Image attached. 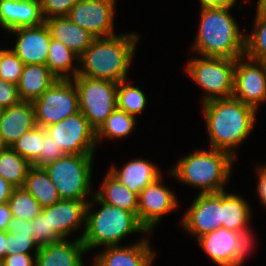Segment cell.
Returning <instances> with one entry per match:
<instances>
[{
	"instance_id": "6da1fadb",
	"label": "cell",
	"mask_w": 266,
	"mask_h": 266,
	"mask_svg": "<svg viewBox=\"0 0 266 266\" xmlns=\"http://www.w3.org/2000/svg\"><path fill=\"white\" fill-rule=\"evenodd\" d=\"M210 148L235 155V147L251 133L256 109L232 97L203 103ZM234 149V150H233Z\"/></svg>"
},
{
	"instance_id": "7a4b0ae2",
	"label": "cell",
	"mask_w": 266,
	"mask_h": 266,
	"mask_svg": "<svg viewBox=\"0 0 266 266\" xmlns=\"http://www.w3.org/2000/svg\"><path fill=\"white\" fill-rule=\"evenodd\" d=\"M138 37L136 33H126L94 38L91 45L79 56V63L82 65L77 76L115 83L127 80Z\"/></svg>"
},
{
	"instance_id": "3957f363",
	"label": "cell",
	"mask_w": 266,
	"mask_h": 266,
	"mask_svg": "<svg viewBox=\"0 0 266 266\" xmlns=\"http://www.w3.org/2000/svg\"><path fill=\"white\" fill-rule=\"evenodd\" d=\"M232 6L201 8L198 33L192 46L204 57L237 60L245 53V34L230 15Z\"/></svg>"
},
{
	"instance_id": "277c9868",
	"label": "cell",
	"mask_w": 266,
	"mask_h": 266,
	"mask_svg": "<svg viewBox=\"0 0 266 266\" xmlns=\"http://www.w3.org/2000/svg\"><path fill=\"white\" fill-rule=\"evenodd\" d=\"M95 202L102 206L97 211L92 210ZM134 232L148 234L135 213L108 205L93 193V198L87 205L85 231L80 236L86 251L101 245L119 246L124 237Z\"/></svg>"
},
{
	"instance_id": "5b68a950",
	"label": "cell",
	"mask_w": 266,
	"mask_h": 266,
	"mask_svg": "<svg viewBox=\"0 0 266 266\" xmlns=\"http://www.w3.org/2000/svg\"><path fill=\"white\" fill-rule=\"evenodd\" d=\"M233 158L222 150H196L183 157L170 174L187 185L199 187L201 194L222 192L232 173Z\"/></svg>"
},
{
	"instance_id": "8992f818",
	"label": "cell",
	"mask_w": 266,
	"mask_h": 266,
	"mask_svg": "<svg viewBox=\"0 0 266 266\" xmlns=\"http://www.w3.org/2000/svg\"><path fill=\"white\" fill-rule=\"evenodd\" d=\"M94 154L68 155L42 167L62 200H86L92 186Z\"/></svg>"
},
{
	"instance_id": "52a82bcc",
	"label": "cell",
	"mask_w": 266,
	"mask_h": 266,
	"mask_svg": "<svg viewBox=\"0 0 266 266\" xmlns=\"http://www.w3.org/2000/svg\"><path fill=\"white\" fill-rule=\"evenodd\" d=\"M186 70L205 92L203 103L232 97L235 60L223 57L194 58Z\"/></svg>"
},
{
	"instance_id": "ba28073f",
	"label": "cell",
	"mask_w": 266,
	"mask_h": 266,
	"mask_svg": "<svg viewBox=\"0 0 266 266\" xmlns=\"http://www.w3.org/2000/svg\"><path fill=\"white\" fill-rule=\"evenodd\" d=\"M79 97L80 112L97 131L117 108V83L85 76L73 78Z\"/></svg>"
},
{
	"instance_id": "9c48e42d",
	"label": "cell",
	"mask_w": 266,
	"mask_h": 266,
	"mask_svg": "<svg viewBox=\"0 0 266 266\" xmlns=\"http://www.w3.org/2000/svg\"><path fill=\"white\" fill-rule=\"evenodd\" d=\"M36 125L46 128L80 111L79 97L74 81L57 79L54 84L33 101Z\"/></svg>"
},
{
	"instance_id": "30bf717a",
	"label": "cell",
	"mask_w": 266,
	"mask_h": 266,
	"mask_svg": "<svg viewBox=\"0 0 266 266\" xmlns=\"http://www.w3.org/2000/svg\"><path fill=\"white\" fill-rule=\"evenodd\" d=\"M202 249L219 266H240L254 242L244 233L218 228L198 238Z\"/></svg>"
},
{
	"instance_id": "8fae6325",
	"label": "cell",
	"mask_w": 266,
	"mask_h": 266,
	"mask_svg": "<svg viewBox=\"0 0 266 266\" xmlns=\"http://www.w3.org/2000/svg\"><path fill=\"white\" fill-rule=\"evenodd\" d=\"M45 131L65 154L81 155L95 152L96 131L80 111L47 126Z\"/></svg>"
},
{
	"instance_id": "7c38bea8",
	"label": "cell",
	"mask_w": 266,
	"mask_h": 266,
	"mask_svg": "<svg viewBox=\"0 0 266 266\" xmlns=\"http://www.w3.org/2000/svg\"><path fill=\"white\" fill-rule=\"evenodd\" d=\"M244 59L235 60L232 96L257 110L260 102L266 100V62L249 58L242 62Z\"/></svg>"
},
{
	"instance_id": "4fadbf2b",
	"label": "cell",
	"mask_w": 266,
	"mask_h": 266,
	"mask_svg": "<svg viewBox=\"0 0 266 266\" xmlns=\"http://www.w3.org/2000/svg\"><path fill=\"white\" fill-rule=\"evenodd\" d=\"M115 0H79L67 17L95 38L109 37L114 33Z\"/></svg>"
},
{
	"instance_id": "5bb4252c",
	"label": "cell",
	"mask_w": 266,
	"mask_h": 266,
	"mask_svg": "<svg viewBox=\"0 0 266 266\" xmlns=\"http://www.w3.org/2000/svg\"><path fill=\"white\" fill-rule=\"evenodd\" d=\"M222 222V192L199 193L181 220L185 231L196 235L197 239L222 228Z\"/></svg>"
},
{
	"instance_id": "9a60e30c",
	"label": "cell",
	"mask_w": 266,
	"mask_h": 266,
	"mask_svg": "<svg viewBox=\"0 0 266 266\" xmlns=\"http://www.w3.org/2000/svg\"><path fill=\"white\" fill-rule=\"evenodd\" d=\"M175 194L161 183V177L146 186L138 195L137 218L149 232L161 217L176 209Z\"/></svg>"
},
{
	"instance_id": "2e32d148",
	"label": "cell",
	"mask_w": 266,
	"mask_h": 266,
	"mask_svg": "<svg viewBox=\"0 0 266 266\" xmlns=\"http://www.w3.org/2000/svg\"><path fill=\"white\" fill-rule=\"evenodd\" d=\"M9 32L17 36L11 49L24 65H46L51 36L45 23L37 26L20 27Z\"/></svg>"
},
{
	"instance_id": "e0dca14e",
	"label": "cell",
	"mask_w": 266,
	"mask_h": 266,
	"mask_svg": "<svg viewBox=\"0 0 266 266\" xmlns=\"http://www.w3.org/2000/svg\"><path fill=\"white\" fill-rule=\"evenodd\" d=\"M88 200H60L51 206L42 208L41 214L47 215L49 229H52L61 239H66L71 232L76 231L81 224L86 225V210Z\"/></svg>"
},
{
	"instance_id": "ac0fdd59",
	"label": "cell",
	"mask_w": 266,
	"mask_h": 266,
	"mask_svg": "<svg viewBox=\"0 0 266 266\" xmlns=\"http://www.w3.org/2000/svg\"><path fill=\"white\" fill-rule=\"evenodd\" d=\"M146 238L132 246H108L98 254L94 266H151L155 252Z\"/></svg>"
},
{
	"instance_id": "d6986e66",
	"label": "cell",
	"mask_w": 266,
	"mask_h": 266,
	"mask_svg": "<svg viewBox=\"0 0 266 266\" xmlns=\"http://www.w3.org/2000/svg\"><path fill=\"white\" fill-rule=\"evenodd\" d=\"M36 126L33 102L20 101L3 109L0 118V136L6 147H11L24 133Z\"/></svg>"
},
{
	"instance_id": "ffe728a7",
	"label": "cell",
	"mask_w": 266,
	"mask_h": 266,
	"mask_svg": "<svg viewBox=\"0 0 266 266\" xmlns=\"http://www.w3.org/2000/svg\"><path fill=\"white\" fill-rule=\"evenodd\" d=\"M44 23L40 0H0V25L5 30Z\"/></svg>"
},
{
	"instance_id": "44dd1931",
	"label": "cell",
	"mask_w": 266,
	"mask_h": 266,
	"mask_svg": "<svg viewBox=\"0 0 266 266\" xmlns=\"http://www.w3.org/2000/svg\"><path fill=\"white\" fill-rule=\"evenodd\" d=\"M86 252L80 237L75 238L74 242L62 239L39 247L35 266H84L82 255Z\"/></svg>"
},
{
	"instance_id": "7402d4cb",
	"label": "cell",
	"mask_w": 266,
	"mask_h": 266,
	"mask_svg": "<svg viewBox=\"0 0 266 266\" xmlns=\"http://www.w3.org/2000/svg\"><path fill=\"white\" fill-rule=\"evenodd\" d=\"M51 39L59 41L80 56L92 43L94 36L73 23L67 16L44 19Z\"/></svg>"
},
{
	"instance_id": "603a6c76",
	"label": "cell",
	"mask_w": 266,
	"mask_h": 266,
	"mask_svg": "<svg viewBox=\"0 0 266 266\" xmlns=\"http://www.w3.org/2000/svg\"><path fill=\"white\" fill-rule=\"evenodd\" d=\"M109 172L138 195L146 186L161 177L158 168L143 159L131 160L121 170L113 166Z\"/></svg>"
},
{
	"instance_id": "cb8c5ba5",
	"label": "cell",
	"mask_w": 266,
	"mask_h": 266,
	"mask_svg": "<svg viewBox=\"0 0 266 266\" xmlns=\"http://www.w3.org/2000/svg\"><path fill=\"white\" fill-rule=\"evenodd\" d=\"M57 79L46 65H24L17 84L20 100L33 102L49 89Z\"/></svg>"
},
{
	"instance_id": "d4e9b609",
	"label": "cell",
	"mask_w": 266,
	"mask_h": 266,
	"mask_svg": "<svg viewBox=\"0 0 266 266\" xmlns=\"http://www.w3.org/2000/svg\"><path fill=\"white\" fill-rule=\"evenodd\" d=\"M242 197L222 191V228L241 232L252 241V231L248 228L250 206Z\"/></svg>"
},
{
	"instance_id": "484cf974",
	"label": "cell",
	"mask_w": 266,
	"mask_h": 266,
	"mask_svg": "<svg viewBox=\"0 0 266 266\" xmlns=\"http://www.w3.org/2000/svg\"><path fill=\"white\" fill-rule=\"evenodd\" d=\"M101 189L95 195L104 203L112 205L137 215L138 194L130 191L110 172L104 177Z\"/></svg>"
},
{
	"instance_id": "4316f807",
	"label": "cell",
	"mask_w": 266,
	"mask_h": 266,
	"mask_svg": "<svg viewBox=\"0 0 266 266\" xmlns=\"http://www.w3.org/2000/svg\"><path fill=\"white\" fill-rule=\"evenodd\" d=\"M22 188L30 193L42 208L61 200L57 188L43 168L31 167Z\"/></svg>"
},
{
	"instance_id": "83f0119b",
	"label": "cell",
	"mask_w": 266,
	"mask_h": 266,
	"mask_svg": "<svg viewBox=\"0 0 266 266\" xmlns=\"http://www.w3.org/2000/svg\"><path fill=\"white\" fill-rule=\"evenodd\" d=\"M48 50L46 66L58 79H71L70 76L74 78L77 76L79 66L73 68L72 62L74 59L79 62L78 55L63 43L54 39H51Z\"/></svg>"
},
{
	"instance_id": "f1b7e54d",
	"label": "cell",
	"mask_w": 266,
	"mask_h": 266,
	"mask_svg": "<svg viewBox=\"0 0 266 266\" xmlns=\"http://www.w3.org/2000/svg\"><path fill=\"white\" fill-rule=\"evenodd\" d=\"M32 167L12 147L0 151V176L15 188H22L29 169Z\"/></svg>"
},
{
	"instance_id": "f546056e",
	"label": "cell",
	"mask_w": 266,
	"mask_h": 266,
	"mask_svg": "<svg viewBox=\"0 0 266 266\" xmlns=\"http://www.w3.org/2000/svg\"><path fill=\"white\" fill-rule=\"evenodd\" d=\"M135 126L136 117L116 108L96 131V143L103 137L110 139L126 137Z\"/></svg>"
},
{
	"instance_id": "4dcf8cb0",
	"label": "cell",
	"mask_w": 266,
	"mask_h": 266,
	"mask_svg": "<svg viewBox=\"0 0 266 266\" xmlns=\"http://www.w3.org/2000/svg\"><path fill=\"white\" fill-rule=\"evenodd\" d=\"M254 26L252 34L245 36L244 57L266 62V11H256Z\"/></svg>"
},
{
	"instance_id": "1f68e13d",
	"label": "cell",
	"mask_w": 266,
	"mask_h": 266,
	"mask_svg": "<svg viewBox=\"0 0 266 266\" xmlns=\"http://www.w3.org/2000/svg\"><path fill=\"white\" fill-rule=\"evenodd\" d=\"M127 80L117 83V109L136 117L147 105V97L138 87L128 85Z\"/></svg>"
},
{
	"instance_id": "d6a6232c",
	"label": "cell",
	"mask_w": 266,
	"mask_h": 266,
	"mask_svg": "<svg viewBox=\"0 0 266 266\" xmlns=\"http://www.w3.org/2000/svg\"><path fill=\"white\" fill-rule=\"evenodd\" d=\"M12 217L31 221L37 217L42 207L39 202L23 188H15L8 200Z\"/></svg>"
},
{
	"instance_id": "836d02e7",
	"label": "cell",
	"mask_w": 266,
	"mask_h": 266,
	"mask_svg": "<svg viewBox=\"0 0 266 266\" xmlns=\"http://www.w3.org/2000/svg\"><path fill=\"white\" fill-rule=\"evenodd\" d=\"M45 134V128L36 125L32 130L24 133L11 147L33 164L39 158Z\"/></svg>"
},
{
	"instance_id": "e575fe53",
	"label": "cell",
	"mask_w": 266,
	"mask_h": 266,
	"mask_svg": "<svg viewBox=\"0 0 266 266\" xmlns=\"http://www.w3.org/2000/svg\"><path fill=\"white\" fill-rule=\"evenodd\" d=\"M24 63L11 50H0V78L15 84L19 83Z\"/></svg>"
},
{
	"instance_id": "d590c367",
	"label": "cell",
	"mask_w": 266,
	"mask_h": 266,
	"mask_svg": "<svg viewBox=\"0 0 266 266\" xmlns=\"http://www.w3.org/2000/svg\"><path fill=\"white\" fill-rule=\"evenodd\" d=\"M32 248H35V257L39 250V247L35 243V239L32 238L30 234L7 232L5 256L13 253L30 254L29 251L32 250Z\"/></svg>"
},
{
	"instance_id": "8d00e7d4",
	"label": "cell",
	"mask_w": 266,
	"mask_h": 266,
	"mask_svg": "<svg viewBox=\"0 0 266 266\" xmlns=\"http://www.w3.org/2000/svg\"><path fill=\"white\" fill-rule=\"evenodd\" d=\"M32 238L38 247L47 246L62 240L52 229H49L47 215L41 213L32 220Z\"/></svg>"
},
{
	"instance_id": "74e56055",
	"label": "cell",
	"mask_w": 266,
	"mask_h": 266,
	"mask_svg": "<svg viewBox=\"0 0 266 266\" xmlns=\"http://www.w3.org/2000/svg\"><path fill=\"white\" fill-rule=\"evenodd\" d=\"M65 155L66 154L62 148H60V146L54 142L53 138L48 136L46 133L44 135L39 158L32 164V166L42 168L45 165L64 157Z\"/></svg>"
},
{
	"instance_id": "f35d334b",
	"label": "cell",
	"mask_w": 266,
	"mask_h": 266,
	"mask_svg": "<svg viewBox=\"0 0 266 266\" xmlns=\"http://www.w3.org/2000/svg\"><path fill=\"white\" fill-rule=\"evenodd\" d=\"M79 0H40L44 19L67 16Z\"/></svg>"
},
{
	"instance_id": "ab89813d",
	"label": "cell",
	"mask_w": 266,
	"mask_h": 266,
	"mask_svg": "<svg viewBox=\"0 0 266 266\" xmlns=\"http://www.w3.org/2000/svg\"><path fill=\"white\" fill-rule=\"evenodd\" d=\"M20 101L17 84L0 78V106L5 109Z\"/></svg>"
},
{
	"instance_id": "60d3db41",
	"label": "cell",
	"mask_w": 266,
	"mask_h": 266,
	"mask_svg": "<svg viewBox=\"0 0 266 266\" xmlns=\"http://www.w3.org/2000/svg\"><path fill=\"white\" fill-rule=\"evenodd\" d=\"M36 258L31 254L13 253L5 256L2 266H35Z\"/></svg>"
},
{
	"instance_id": "b9f144b4",
	"label": "cell",
	"mask_w": 266,
	"mask_h": 266,
	"mask_svg": "<svg viewBox=\"0 0 266 266\" xmlns=\"http://www.w3.org/2000/svg\"><path fill=\"white\" fill-rule=\"evenodd\" d=\"M6 231L9 233L30 234L32 237V220L24 221L23 219L12 217Z\"/></svg>"
},
{
	"instance_id": "7bdbcfd3",
	"label": "cell",
	"mask_w": 266,
	"mask_h": 266,
	"mask_svg": "<svg viewBox=\"0 0 266 266\" xmlns=\"http://www.w3.org/2000/svg\"><path fill=\"white\" fill-rule=\"evenodd\" d=\"M258 169V185L257 195L261 200L262 204L266 206V165L257 167Z\"/></svg>"
},
{
	"instance_id": "ee69618b",
	"label": "cell",
	"mask_w": 266,
	"mask_h": 266,
	"mask_svg": "<svg viewBox=\"0 0 266 266\" xmlns=\"http://www.w3.org/2000/svg\"><path fill=\"white\" fill-rule=\"evenodd\" d=\"M15 187L0 176V205L8 203Z\"/></svg>"
},
{
	"instance_id": "f6af8a7d",
	"label": "cell",
	"mask_w": 266,
	"mask_h": 266,
	"mask_svg": "<svg viewBox=\"0 0 266 266\" xmlns=\"http://www.w3.org/2000/svg\"><path fill=\"white\" fill-rule=\"evenodd\" d=\"M11 219L12 214L9 204L0 205V231L7 230L8 223Z\"/></svg>"
},
{
	"instance_id": "bcb514c9",
	"label": "cell",
	"mask_w": 266,
	"mask_h": 266,
	"mask_svg": "<svg viewBox=\"0 0 266 266\" xmlns=\"http://www.w3.org/2000/svg\"><path fill=\"white\" fill-rule=\"evenodd\" d=\"M201 8H212V7H223V6H233L236 0H199ZM248 1V0H243Z\"/></svg>"
},
{
	"instance_id": "7dc6e473",
	"label": "cell",
	"mask_w": 266,
	"mask_h": 266,
	"mask_svg": "<svg viewBox=\"0 0 266 266\" xmlns=\"http://www.w3.org/2000/svg\"><path fill=\"white\" fill-rule=\"evenodd\" d=\"M6 239L7 231H0V262H2L5 257Z\"/></svg>"
},
{
	"instance_id": "c3c4849f",
	"label": "cell",
	"mask_w": 266,
	"mask_h": 266,
	"mask_svg": "<svg viewBox=\"0 0 266 266\" xmlns=\"http://www.w3.org/2000/svg\"><path fill=\"white\" fill-rule=\"evenodd\" d=\"M256 11L265 12L266 11V0H258Z\"/></svg>"
},
{
	"instance_id": "681fc988",
	"label": "cell",
	"mask_w": 266,
	"mask_h": 266,
	"mask_svg": "<svg viewBox=\"0 0 266 266\" xmlns=\"http://www.w3.org/2000/svg\"><path fill=\"white\" fill-rule=\"evenodd\" d=\"M6 148V146L4 145L1 136H0V151L4 150Z\"/></svg>"
},
{
	"instance_id": "f907efd6",
	"label": "cell",
	"mask_w": 266,
	"mask_h": 266,
	"mask_svg": "<svg viewBox=\"0 0 266 266\" xmlns=\"http://www.w3.org/2000/svg\"><path fill=\"white\" fill-rule=\"evenodd\" d=\"M2 112H3V108L0 106V118H1Z\"/></svg>"
}]
</instances>
